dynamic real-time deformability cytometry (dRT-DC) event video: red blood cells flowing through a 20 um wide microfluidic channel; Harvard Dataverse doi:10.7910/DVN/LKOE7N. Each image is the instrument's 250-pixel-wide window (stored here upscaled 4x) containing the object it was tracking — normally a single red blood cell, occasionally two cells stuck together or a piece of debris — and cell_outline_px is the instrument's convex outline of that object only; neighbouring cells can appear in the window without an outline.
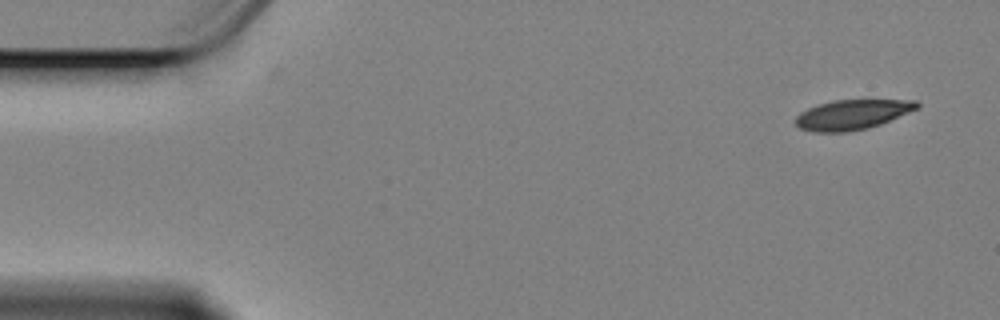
{"species": "Egyptian fruit bat (a non-hibernating species)", "species_latin": "Rousettus aegyptiacus", "temperature_condition": "cold", "stored_images_in_passage": 53, "camera_frame_rate_fps": 3000, "um_per_image_px": 0.085, "animal": {"sex": "female"}, "frame": {"image": 1, "passage_image": 1, "time_ms": 0.0, "image_size_px": [1000, 320], "cell_outline_px": [[920, 104], [916, 108], [880, 124], [864, 128], [844, 132], [816, 132], [800, 128], [796, 124], [796, 116], [800, 112], [808, 108], [832, 100], [916, 100]], "centroid_in_image_um": [72.39, 9.73], "position_along_channel_um": 12.6, "area_um2": 20.63}}
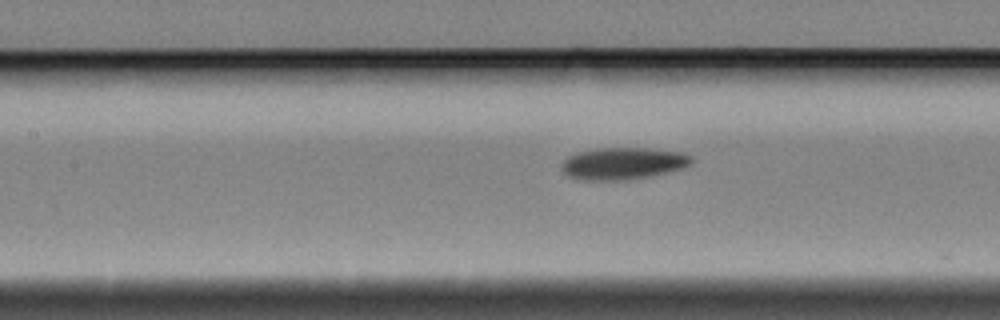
{"frame": {"image": 2, "passage_image": 23, "time_ms": 7.333, "image_size_px": [1000, 320], "cell_outline_px": [[696, 160], [692, 164], [684, 168], [668, 172], [648, 176], [624, 180], [584, 180], [568, 176], [560, 168], [560, 164], [568, 156], [576, 152], [596, 148], [648, 148], [684, 152], [692, 156]], "centroid_in_image_um": [52.99, 13.88], "position_along_channel_um": 154.4, "area_um2": 24.57}}
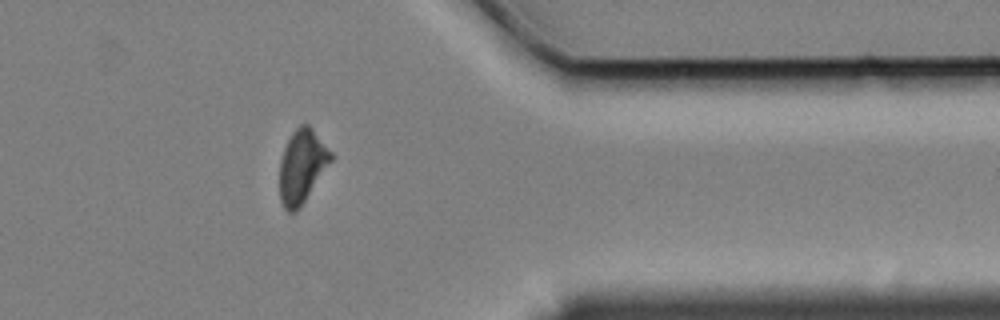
{"frame": {"image": 3, "passage_image": 45, "time_ms": 14.667, "image_size_px": [1000, 320], "cell_outline_px": [[332, 160], [300, 208], [296, 212], [288, 212], [284, 208], [280, 200], [280, 160], [284, 148], [292, 132], [300, 124], [308, 124], [312, 128], [332, 152]], "centroid_in_image_um": [25.66, 14.14], "position_along_channel_um": 385.7, "area_um2": 21.85}}